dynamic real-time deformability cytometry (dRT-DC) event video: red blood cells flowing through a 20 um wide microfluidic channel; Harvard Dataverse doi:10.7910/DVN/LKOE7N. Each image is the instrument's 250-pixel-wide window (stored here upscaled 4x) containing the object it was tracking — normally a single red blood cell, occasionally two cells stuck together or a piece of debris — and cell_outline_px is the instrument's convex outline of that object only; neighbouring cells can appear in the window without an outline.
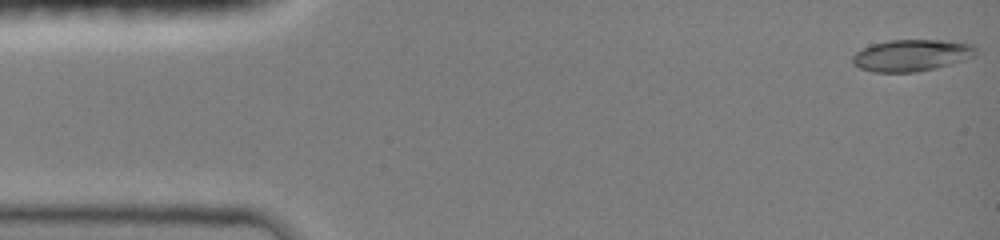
{"species": "common noctule bat (a hibernating species)", "species_latin": "Nyctalus noctula", "temperature_condition": "room temperature", "stored_images_in_passage": 28, "camera_frame_rate_fps": 3000, "um_per_image_px": 0.085, "animal": {"sex": "female", "body_mass_g": 19.0, "forearm_length_mm": 51.5}, "frame": {"image": 1, "passage_image": 1, "time_ms": 0.0, "image_size_px": [1000, 240], "cell_outline_px": [[976, 56], [948, 64], [916, 72], [876, 72], [860, 68], [852, 64], [852, 56], [856, 52], [872, 44], [888, 40], [944, 40], [972, 44], [976, 48]], "centroid_in_image_um": [77.46, 4.69], "position_along_channel_um": 7.5, "area_um2": 22.6}}
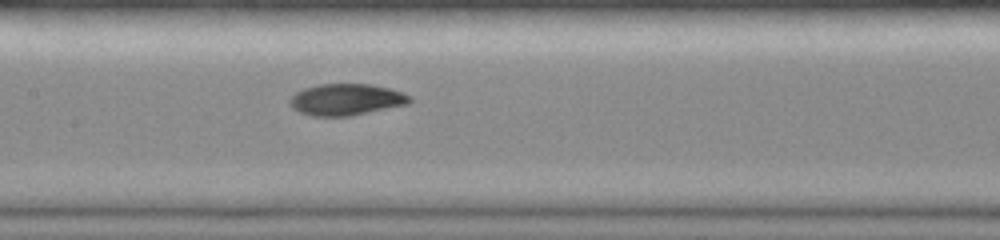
{"frame": {"image": 2, "passage_image": 16, "time_ms": 7.0, "image_size_px": [1000, 240], "cell_outline_px": [[412, 100], [408, 104], [348, 116], [312, 116], [300, 112], [288, 100], [296, 92], [304, 88], [316, 84], [372, 84], [388, 88], [412, 96]], "centroid_in_image_um": [29.44, 8.45], "position_along_channel_um": 178.0, "area_um2": 21.79}}
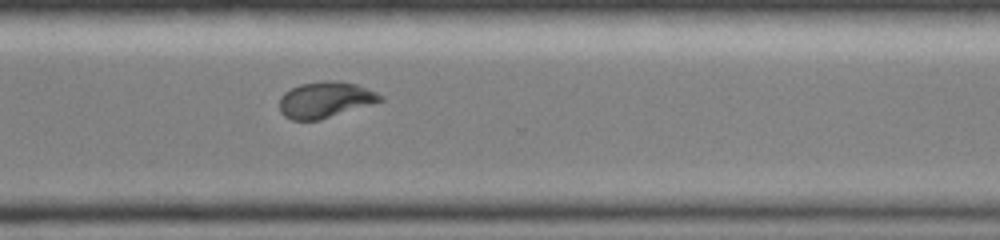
{"frame": {"image": 3, "passage_image": 28, "time_ms": 11.0, "image_size_px": [1000, 240], "cell_outline_px": [[384, 100], [320, 120], [292, 120], [284, 116], [280, 112], [280, 96], [284, 92], [300, 84], [324, 80], [336, 80], [356, 84], [376, 92], [384, 96]], "centroid_in_image_um": [27.63, 8.47], "position_along_channel_um": 343.0, "area_um2": 21.21}}